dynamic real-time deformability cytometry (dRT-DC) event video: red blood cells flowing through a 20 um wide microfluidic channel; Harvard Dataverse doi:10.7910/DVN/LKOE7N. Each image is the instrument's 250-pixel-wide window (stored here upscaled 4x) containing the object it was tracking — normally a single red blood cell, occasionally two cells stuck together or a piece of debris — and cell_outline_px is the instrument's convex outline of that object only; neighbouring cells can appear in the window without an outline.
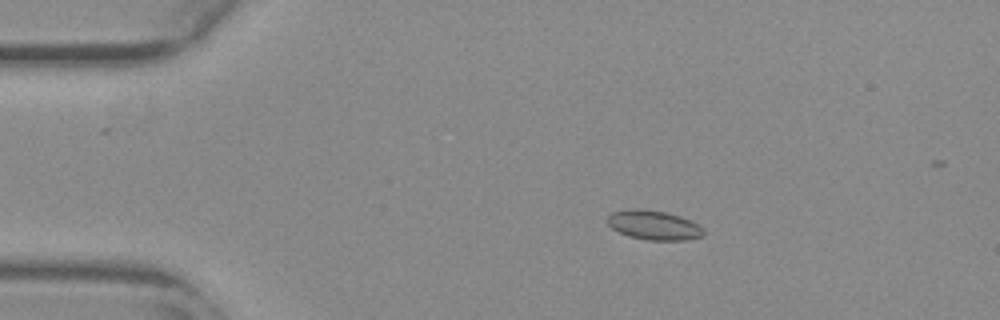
{"species": "common noctule bat (a hibernating species)", "species_latin": "Nyctalus noctula", "temperature_condition": "warm", "stored_images_in_passage": 45, "camera_frame_rate_fps": 3000, "um_per_image_px": 0.085, "animal": {"sex": "female", "body_mass_g": 29.2, "forearm_length_mm": 56.3}, "frame": {"image": 1, "passage_image": 2, "time_ms": 0.333, "image_size_px": [1000, 320], "cell_outline_px": [[704, 236], [684, 240], [648, 240], [628, 236], [612, 228], [604, 220], [612, 212], [632, 208], [640, 208], [664, 212], [680, 216], [692, 220], [704, 228]], "centroid_in_image_um": [55.57, 19.13], "position_along_channel_um": 29.4, "area_um2": 16.65}}
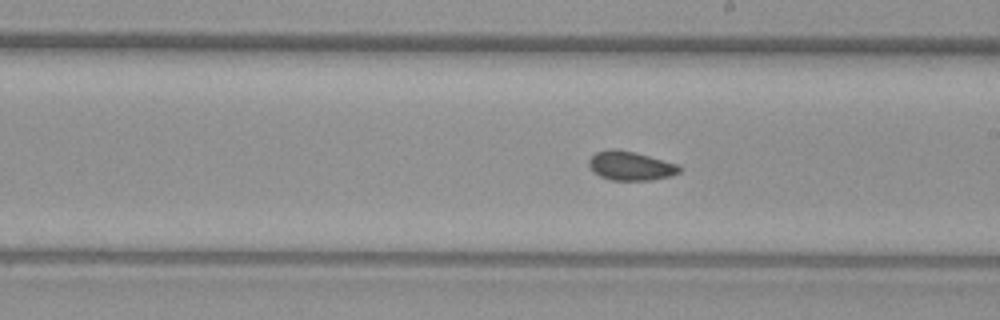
{"frame": {"image": 2, "passage_image": 23, "time_ms": 7.333, "image_size_px": [1000, 320], "cell_outline_px": [[680, 172], [672, 176], [648, 180], [612, 180], [600, 176], [592, 172], [588, 164], [588, 160], [596, 152], [608, 148], [612, 148], [632, 152], [648, 156], [676, 164], [680, 168]], "centroid_in_image_um": [53.54, 14.1], "position_along_channel_um": 235.5, "area_um2": 15.14}}
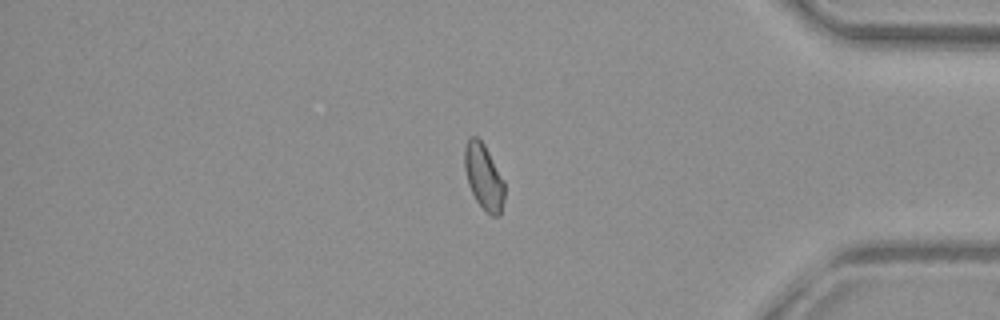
{"frame": {"image": 3, "passage_image": 38, "time_ms": 12.333, "image_size_px": [1000, 320], "cell_outline_px": [[504, 200], [500, 216], [492, 216], [476, 200], [468, 184], [464, 168], [464, 148], [468, 136], [476, 136], [484, 144], [504, 180]], "centroid_in_image_um": [41.11, 15.0], "position_along_channel_um": 394.1, "area_um2": 15.26}, "authors_computed_cell_mechanics": {"area_um2": 15.317, "velocity_mm_per_s": 3.7644, "shape_relaxation_time_tau1_ms": null, "shape_relaxation_time_tau2_ms": 1.2381, "deformation_change_tau1": null, "deformation_change_tau2": 0.0549}}